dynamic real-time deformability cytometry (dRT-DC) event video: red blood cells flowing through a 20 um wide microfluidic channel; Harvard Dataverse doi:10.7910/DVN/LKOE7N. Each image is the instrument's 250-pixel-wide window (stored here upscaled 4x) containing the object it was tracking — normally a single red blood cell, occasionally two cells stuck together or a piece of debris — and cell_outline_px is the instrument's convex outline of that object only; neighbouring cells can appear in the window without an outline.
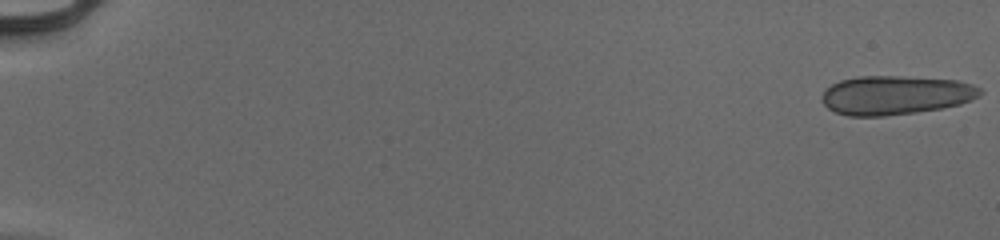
{"species": "human", "species_latin": "Homo sapiens", "temperature_condition": "cold", "stored_images_in_passage": 53, "camera_frame_rate_fps": 3000, "um_per_image_px": 0.085, "donor": {"sex": "male"}, "frame": {"image": 1, "passage_image": 1, "time_ms": 0.0, "image_size_px": [1000, 240], "cell_outline_px": [[980, 92], [976, 96], [960, 104], [940, 108], [884, 116], [848, 116], [836, 112], [828, 108], [824, 104], [824, 92], [832, 84], [840, 80], [860, 76], [900, 76], [956, 80], [972, 84], [980, 88]], "centroid_in_image_um": [76.09, 8.08], "position_along_channel_um": 8.9, "area_um2": 35.32}}
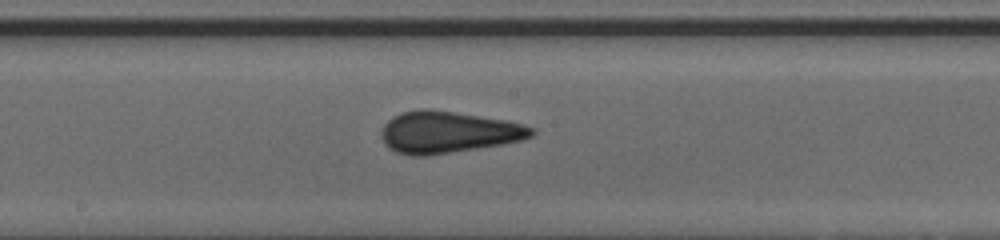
{"frame": {"image": 2, "passage_image": 31, "time_ms": 10.0, "image_size_px": [1000, 240], "cell_outline_px": [[536, 132], [532, 136], [524, 140], [500, 144], [424, 156], [412, 156], [396, 152], [388, 148], [384, 144], [380, 136], [380, 132], [384, 124], [392, 116], [400, 112], [424, 108], [432, 108], [504, 120], [536, 128]], "centroid_in_image_um": [38.03, 11.22], "position_along_channel_um": 210.2, "area_um2": 36.59}}
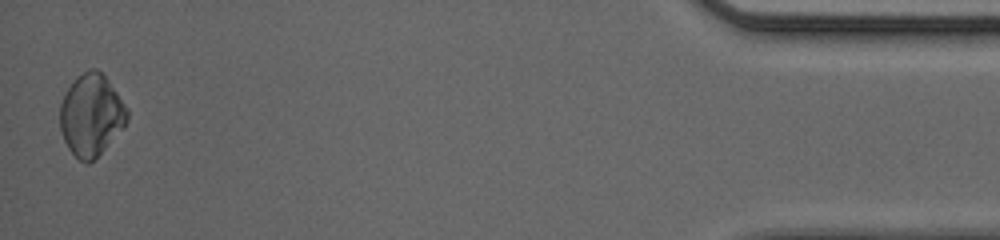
{"frame": {"image": 3, "passage_image": 53, "time_ms": 17.333, "image_size_px": [1000, 240], "cell_outline_px": [[128, 120], [104, 148], [88, 164], [84, 164], [68, 148], [64, 140], [60, 128], [60, 104], [68, 88], [76, 76], [88, 68], [96, 68], [108, 80], [128, 108]], "centroid_in_image_um": [7.73, 9.75], "position_along_channel_um": 427.5, "area_um2": 31.62}, "authors_computed_cell_mechanics": {"area_um2": 34.6222, "velocity_mm_per_s": 3.9917, "shape_relaxation_time_tau1_ms": null, "shape_relaxation_time_tau2_ms": 0.8112, "deformation_change_tau1": null, "deformation_change_tau2": 0.0456}}